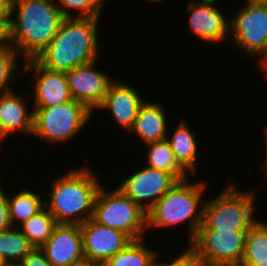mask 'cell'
Here are the masks:
<instances>
[{
  "label": "cell",
  "mask_w": 267,
  "mask_h": 266,
  "mask_svg": "<svg viewBox=\"0 0 267 266\" xmlns=\"http://www.w3.org/2000/svg\"><path fill=\"white\" fill-rule=\"evenodd\" d=\"M54 0H13L6 30L7 43L22 55L35 59L50 44L65 17ZM17 18L13 19L15 12ZM18 14V15H17Z\"/></svg>",
  "instance_id": "obj_1"
},
{
  "label": "cell",
  "mask_w": 267,
  "mask_h": 266,
  "mask_svg": "<svg viewBox=\"0 0 267 266\" xmlns=\"http://www.w3.org/2000/svg\"><path fill=\"white\" fill-rule=\"evenodd\" d=\"M99 18H65L50 44L35 60L51 71L66 72L99 57Z\"/></svg>",
  "instance_id": "obj_2"
},
{
  "label": "cell",
  "mask_w": 267,
  "mask_h": 266,
  "mask_svg": "<svg viewBox=\"0 0 267 266\" xmlns=\"http://www.w3.org/2000/svg\"><path fill=\"white\" fill-rule=\"evenodd\" d=\"M95 172L89 167L72 168L69 172L56 177L52 190L45 201L50 214L57 224H79L93 216L94 201L102 186Z\"/></svg>",
  "instance_id": "obj_3"
},
{
  "label": "cell",
  "mask_w": 267,
  "mask_h": 266,
  "mask_svg": "<svg viewBox=\"0 0 267 266\" xmlns=\"http://www.w3.org/2000/svg\"><path fill=\"white\" fill-rule=\"evenodd\" d=\"M205 183H190L188 178L178 181L147 212V229L168 228L188 220L190 243L203 221L204 204L201 203V196L206 187Z\"/></svg>",
  "instance_id": "obj_4"
},
{
  "label": "cell",
  "mask_w": 267,
  "mask_h": 266,
  "mask_svg": "<svg viewBox=\"0 0 267 266\" xmlns=\"http://www.w3.org/2000/svg\"><path fill=\"white\" fill-rule=\"evenodd\" d=\"M221 192L203 202V221L198 230L249 231L257 220L253 217L256 191H240L228 184Z\"/></svg>",
  "instance_id": "obj_5"
},
{
  "label": "cell",
  "mask_w": 267,
  "mask_h": 266,
  "mask_svg": "<svg viewBox=\"0 0 267 266\" xmlns=\"http://www.w3.org/2000/svg\"><path fill=\"white\" fill-rule=\"evenodd\" d=\"M103 188L97 192L92 219L127 234L132 240L144 239L147 213L120 189L110 192Z\"/></svg>",
  "instance_id": "obj_6"
},
{
  "label": "cell",
  "mask_w": 267,
  "mask_h": 266,
  "mask_svg": "<svg viewBox=\"0 0 267 266\" xmlns=\"http://www.w3.org/2000/svg\"><path fill=\"white\" fill-rule=\"evenodd\" d=\"M33 136L48 142H68L74 138L83 126L89 122L92 112L82 103L75 100L44 108H33Z\"/></svg>",
  "instance_id": "obj_7"
},
{
  "label": "cell",
  "mask_w": 267,
  "mask_h": 266,
  "mask_svg": "<svg viewBox=\"0 0 267 266\" xmlns=\"http://www.w3.org/2000/svg\"><path fill=\"white\" fill-rule=\"evenodd\" d=\"M231 19V20H230ZM229 41L234 42L246 55L267 59V7L247 2L230 18ZM234 40V41H233ZM261 56V57H260Z\"/></svg>",
  "instance_id": "obj_8"
},
{
  "label": "cell",
  "mask_w": 267,
  "mask_h": 266,
  "mask_svg": "<svg viewBox=\"0 0 267 266\" xmlns=\"http://www.w3.org/2000/svg\"><path fill=\"white\" fill-rule=\"evenodd\" d=\"M248 231L198 230L188 244L206 266H239Z\"/></svg>",
  "instance_id": "obj_9"
},
{
  "label": "cell",
  "mask_w": 267,
  "mask_h": 266,
  "mask_svg": "<svg viewBox=\"0 0 267 266\" xmlns=\"http://www.w3.org/2000/svg\"><path fill=\"white\" fill-rule=\"evenodd\" d=\"M177 182L170 173L144 167L128 175L117 188L147 213Z\"/></svg>",
  "instance_id": "obj_10"
},
{
  "label": "cell",
  "mask_w": 267,
  "mask_h": 266,
  "mask_svg": "<svg viewBox=\"0 0 267 266\" xmlns=\"http://www.w3.org/2000/svg\"><path fill=\"white\" fill-rule=\"evenodd\" d=\"M97 60L65 72L71 98L84 104L92 113L102 104L111 83L108 74L96 69ZM96 69V70H95Z\"/></svg>",
  "instance_id": "obj_11"
},
{
  "label": "cell",
  "mask_w": 267,
  "mask_h": 266,
  "mask_svg": "<svg viewBox=\"0 0 267 266\" xmlns=\"http://www.w3.org/2000/svg\"><path fill=\"white\" fill-rule=\"evenodd\" d=\"M80 230L84 256L101 264L133 241L127 234L101 225L92 218L82 223Z\"/></svg>",
  "instance_id": "obj_12"
},
{
  "label": "cell",
  "mask_w": 267,
  "mask_h": 266,
  "mask_svg": "<svg viewBox=\"0 0 267 266\" xmlns=\"http://www.w3.org/2000/svg\"><path fill=\"white\" fill-rule=\"evenodd\" d=\"M217 0H201L189 2V32L206 42L220 43L229 40L230 21L214 3ZM214 5V6H213Z\"/></svg>",
  "instance_id": "obj_13"
},
{
  "label": "cell",
  "mask_w": 267,
  "mask_h": 266,
  "mask_svg": "<svg viewBox=\"0 0 267 266\" xmlns=\"http://www.w3.org/2000/svg\"><path fill=\"white\" fill-rule=\"evenodd\" d=\"M23 74L33 73L36 78L35 81V108L51 107L72 100L65 72L51 71L41 66L35 59L27 60Z\"/></svg>",
  "instance_id": "obj_14"
},
{
  "label": "cell",
  "mask_w": 267,
  "mask_h": 266,
  "mask_svg": "<svg viewBox=\"0 0 267 266\" xmlns=\"http://www.w3.org/2000/svg\"><path fill=\"white\" fill-rule=\"evenodd\" d=\"M40 249L53 266L71 265L84 256L80 225L57 224Z\"/></svg>",
  "instance_id": "obj_15"
},
{
  "label": "cell",
  "mask_w": 267,
  "mask_h": 266,
  "mask_svg": "<svg viewBox=\"0 0 267 266\" xmlns=\"http://www.w3.org/2000/svg\"><path fill=\"white\" fill-rule=\"evenodd\" d=\"M138 93L133 86L115 79L98 108L110 110L114 120L128 133L133 128L140 107L144 103Z\"/></svg>",
  "instance_id": "obj_16"
},
{
  "label": "cell",
  "mask_w": 267,
  "mask_h": 266,
  "mask_svg": "<svg viewBox=\"0 0 267 266\" xmlns=\"http://www.w3.org/2000/svg\"><path fill=\"white\" fill-rule=\"evenodd\" d=\"M27 104L25 96L14 90L0 95V128L3 141L7 135L16 131L33 134L34 111H29Z\"/></svg>",
  "instance_id": "obj_17"
},
{
  "label": "cell",
  "mask_w": 267,
  "mask_h": 266,
  "mask_svg": "<svg viewBox=\"0 0 267 266\" xmlns=\"http://www.w3.org/2000/svg\"><path fill=\"white\" fill-rule=\"evenodd\" d=\"M167 117L160 103L144 101L135 119L134 132L145 144L166 140L168 137Z\"/></svg>",
  "instance_id": "obj_18"
},
{
  "label": "cell",
  "mask_w": 267,
  "mask_h": 266,
  "mask_svg": "<svg viewBox=\"0 0 267 266\" xmlns=\"http://www.w3.org/2000/svg\"><path fill=\"white\" fill-rule=\"evenodd\" d=\"M186 120L179 122L173 135L167 141L170 145L172 152L175 154L178 162L190 173L194 175L197 173L196 156H197V142L195 140V132H191Z\"/></svg>",
  "instance_id": "obj_19"
},
{
  "label": "cell",
  "mask_w": 267,
  "mask_h": 266,
  "mask_svg": "<svg viewBox=\"0 0 267 266\" xmlns=\"http://www.w3.org/2000/svg\"><path fill=\"white\" fill-rule=\"evenodd\" d=\"M239 266H267V223L257 219L251 225Z\"/></svg>",
  "instance_id": "obj_20"
},
{
  "label": "cell",
  "mask_w": 267,
  "mask_h": 266,
  "mask_svg": "<svg viewBox=\"0 0 267 266\" xmlns=\"http://www.w3.org/2000/svg\"><path fill=\"white\" fill-rule=\"evenodd\" d=\"M147 167L172 174L178 181L189 178V172L178 162L167 140L146 144Z\"/></svg>",
  "instance_id": "obj_21"
},
{
  "label": "cell",
  "mask_w": 267,
  "mask_h": 266,
  "mask_svg": "<svg viewBox=\"0 0 267 266\" xmlns=\"http://www.w3.org/2000/svg\"><path fill=\"white\" fill-rule=\"evenodd\" d=\"M157 251L145 246L142 239L133 240L124 249L110 259L104 261L102 266H155Z\"/></svg>",
  "instance_id": "obj_22"
},
{
  "label": "cell",
  "mask_w": 267,
  "mask_h": 266,
  "mask_svg": "<svg viewBox=\"0 0 267 266\" xmlns=\"http://www.w3.org/2000/svg\"><path fill=\"white\" fill-rule=\"evenodd\" d=\"M29 189L21 190L12 198L7 196L9 217L13 227L16 221H19V226L45 207L41 195Z\"/></svg>",
  "instance_id": "obj_23"
},
{
  "label": "cell",
  "mask_w": 267,
  "mask_h": 266,
  "mask_svg": "<svg viewBox=\"0 0 267 266\" xmlns=\"http://www.w3.org/2000/svg\"><path fill=\"white\" fill-rule=\"evenodd\" d=\"M55 219L48 209L44 207L40 212L33 215L19 226V230L25 235L34 248H41L51 237Z\"/></svg>",
  "instance_id": "obj_24"
},
{
  "label": "cell",
  "mask_w": 267,
  "mask_h": 266,
  "mask_svg": "<svg viewBox=\"0 0 267 266\" xmlns=\"http://www.w3.org/2000/svg\"><path fill=\"white\" fill-rule=\"evenodd\" d=\"M34 246L17 227L0 233V258L4 263H16L24 259Z\"/></svg>",
  "instance_id": "obj_25"
},
{
  "label": "cell",
  "mask_w": 267,
  "mask_h": 266,
  "mask_svg": "<svg viewBox=\"0 0 267 266\" xmlns=\"http://www.w3.org/2000/svg\"><path fill=\"white\" fill-rule=\"evenodd\" d=\"M17 57L18 52L10 44L0 47V95L12 91L8 84L14 80L13 74L18 70Z\"/></svg>",
  "instance_id": "obj_26"
},
{
  "label": "cell",
  "mask_w": 267,
  "mask_h": 266,
  "mask_svg": "<svg viewBox=\"0 0 267 266\" xmlns=\"http://www.w3.org/2000/svg\"><path fill=\"white\" fill-rule=\"evenodd\" d=\"M58 4H61L62 6H59ZM56 5L59 7L65 18H99V16H101L89 4V0H58ZM71 9L77 10L78 15L75 16L73 13H70L69 10Z\"/></svg>",
  "instance_id": "obj_27"
},
{
  "label": "cell",
  "mask_w": 267,
  "mask_h": 266,
  "mask_svg": "<svg viewBox=\"0 0 267 266\" xmlns=\"http://www.w3.org/2000/svg\"><path fill=\"white\" fill-rule=\"evenodd\" d=\"M155 266H206L199 255L188 245L187 249L178 257L173 259L170 264L156 261Z\"/></svg>",
  "instance_id": "obj_28"
},
{
  "label": "cell",
  "mask_w": 267,
  "mask_h": 266,
  "mask_svg": "<svg viewBox=\"0 0 267 266\" xmlns=\"http://www.w3.org/2000/svg\"><path fill=\"white\" fill-rule=\"evenodd\" d=\"M22 266H53L40 248H34L20 261Z\"/></svg>",
  "instance_id": "obj_29"
},
{
  "label": "cell",
  "mask_w": 267,
  "mask_h": 266,
  "mask_svg": "<svg viewBox=\"0 0 267 266\" xmlns=\"http://www.w3.org/2000/svg\"><path fill=\"white\" fill-rule=\"evenodd\" d=\"M12 226L9 217L8 199L5 192L0 195V233L10 229Z\"/></svg>",
  "instance_id": "obj_30"
},
{
  "label": "cell",
  "mask_w": 267,
  "mask_h": 266,
  "mask_svg": "<svg viewBox=\"0 0 267 266\" xmlns=\"http://www.w3.org/2000/svg\"><path fill=\"white\" fill-rule=\"evenodd\" d=\"M13 0H0V25L7 30L10 19Z\"/></svg>",
  "instance_id": "obj_31"
},
{
  "label": "cell",
  "mask_w": 267,
  "mask_h": 266,
  "mask_svg": "<svg viewBox=\"0 0 267 266\" xmlns=\"http://www.w3.org/2000/svg\"><path fill=\"white\" fill-rule=\"evenodd\" d=\"M69 266H102V265L97 261L91 260L90 258L83 256L82 258L74 261Z\"/></svg>",
  "instance_id": "obj_32"
},
{
  "label": "cell",
  "mask_w": 267,
  "mask_h": 266,
  "mask_svg": "<svg viewBox=\"0 0 267 266\" xmlns=\"http://www.w3.org/2000/svg\"><path fill=\"white\" fill-rule=\"evenodd\" d=\"M106 1L108 0H89V4L100 14Z\"/></svg>",
  "instance_id": "obj_33"
},
{
  "label": "cell",
  "mask_w": 267,
  "mask_h": 266,
  "mask_svg": "<svg viewBox=\"0 0 267 266\" xmlns=\"http://www.w3.org/2000/svg\"><path fill=\"white\" fill-rule=\"evenodd\" d=\"M7 43L6 30L0 25V47Z\"/></svg>",
  "instance_id": "obj_34"
},
{
  "label": "cell",
  "mask_w": 267,
  "mask_h": 266,
  "mask_svg": "<svg viewBox=\"0 0 267 266\" xmlns=\"http://www.w3.org/2000/svg\"><path fill=\"white\" fill-rule=\"evenodd\" d=\"M265 127H266V128H264V131H265L264 135H265V137H266V138H265V139H266V141H265V142H266V150H265V151H266V153H265V154H266V158H265L266 161H265V163H264L265 165L263 164V165H261L260 167H261L262 169L266 167L265 169H266V175H267V125H266Z\"/></svg>",
  "instance_id": "obj_35"
},
{
  "label": "cell",
  "mask_w": 267,
  "mask_h": 266,
  "mask_svg": "<svg viewBox=\"0 0 267 266\" xmlns=\"http://www.w3.org/2000/svg\"><path fill=\"white\" fill-rule=\"evenodd\" d=\"M260 64L261 70L264 71L263 73L266 75L265 77L267 78V59Z\"/></svg>",
  "instance_id": "obj_36"
},
{
  "label": "cell",
  "mask_w": 267,
  "mask_h": 266,
  "mask_svg": "<svg viewBox=\"0 0 267 266\" xmlns=\"http://www.w3.org/2000/svg\"><path fill=\"white\" fill-rule=\"evenodd\" d=\"M248 2L254 3V4H267V0H247Z\"/></svg>",
  "instance_id": "obj_37"
},
{
  "label": "cell",
  "mask_w": 267,
  "mask_h": 266,
  "mask_svg": "<svg viewBox=\"0 0 267 266\" xmlns=\"http://www.w3.org/2000/svg\"><path fill=\"white\" fill-rule=\"evenodd\" d=\"M4 266H22L20 264V262H16V263H5Z\"/></svg>",
  "instance_id": "obj_38"
},
{
  "label": "cell",
  "mask_w": 267,
  "mask_h": 266,
  "mask_svg": "<svg viewBox=\"0 0 267 266\" xmlns=\"http://www.w3.org/2000/svg\"><path fill=\"white\" fill-rule=\"evenodd\" d=\"M3 141V133L1 132V128H0V143Z\"/></svg>",
  "instance_id": "obj_39"
},
{
  "label": "cell",
  "mask_w": 267,
  "mask_h": 266,
  "mask_svg": "<svg viewBox=\"0 0 267 266\" xmlns=\"http://www.w3.org/2000/svg\"><path fill=\"white\" fill-rule=\"evenodd\" d=\"M1 182V181H0ZM4 192V190H2V185L0 183V195Z\"/></svg>",
  "instance_id": "obj_40"
},
{
  "label": "cell",
  "mask_w": 267,
  "mask_h": 266,
  "mask_svg": "<svg viewBox=\"0 0 267 266\" xmlns=\"http://www.w3.org/2000/svg\"><path fill=\"white\" fill-rule=\"evenodd\" d=\"M4 261L0 258V266H4Z\"/></svg>",
  "instance_id": "obj_41"
},
{
  "label": "cell",
  "mask_w": 267,
  "mask_h": 266,
  "mask_svg": "<svg viewBox=\"0 0 267 266\" xmlns=\"http://www.w3.org/2000/svg\"><path fill=\"white\" fill-rule=\"evenodd\" d=\"M152 1H155V3H160L162 0H152Z\"/></svg>",
  "instance_id": "obj_42"
}]
</instances>
